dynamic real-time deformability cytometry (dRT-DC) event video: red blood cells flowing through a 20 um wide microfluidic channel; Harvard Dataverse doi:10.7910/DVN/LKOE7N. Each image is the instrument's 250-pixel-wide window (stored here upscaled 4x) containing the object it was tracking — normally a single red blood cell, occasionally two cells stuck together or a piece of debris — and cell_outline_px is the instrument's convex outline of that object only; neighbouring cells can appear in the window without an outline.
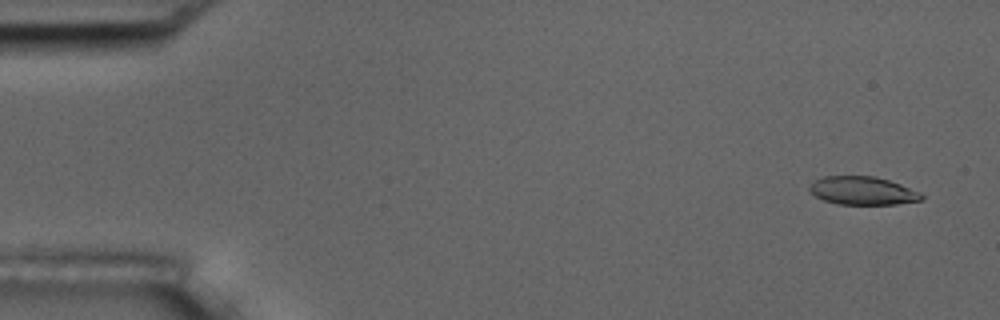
{"species": "common noctule bat (a hibernating species)", "species_latin": "Nyctalus noctula", "temperature_condition": "room temperature", "stored_images_in_passage": 5, "camera_frame_rate_fps": 3000, "um_per_image_px": 0.085, "animal": {"sex": "male", "body_mass_g": 17.5, "forearm_length_mm": 52.3}, "frame": {"image": 1, "passage_image": 1, "time_ms": 0.0, "image_size_px": [1000, 320], "cell_outline_px": [[924, 196], [920, 200], [896, 204], [836, 204], [824, 200], [816, 196], [808, 188], [816, 180], [824, 176], [872, 176], [888, 180], [900, 184], [920, 192]], "centroid_in_image_um": [73.33, 16.21], "position_along_channel_um": 11.7, "area_um2": 18.15}}
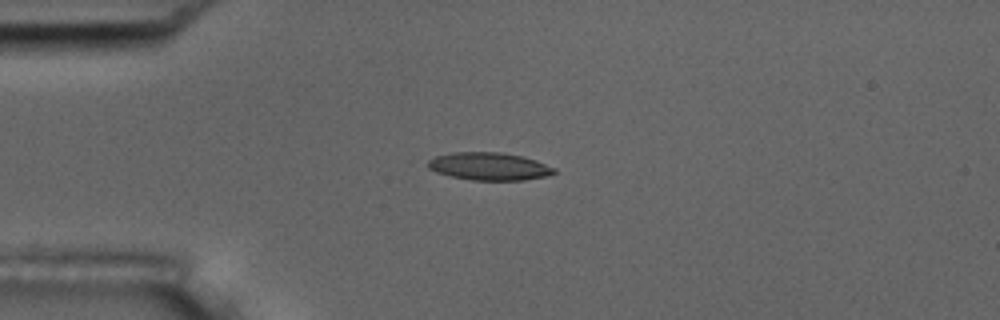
{"frame": {"image": 2, "passage_image": 4, "time_ms": 3.667, "image_size_px": [1000, 320], "cell_outline_px": [[556, 172], [548, 176], [524, 180], [472, 180], [452, 176], [436, 172], [428, 168], [424, 164], [428, 160], [436, 156], [452, 152], [500, 152], [524, 156], [536, 160], [556, 168]], "centroid_in_image_um": [41.58, 14.13], "position_along_channel_um": 43.4, "area_um2": 20.58}}